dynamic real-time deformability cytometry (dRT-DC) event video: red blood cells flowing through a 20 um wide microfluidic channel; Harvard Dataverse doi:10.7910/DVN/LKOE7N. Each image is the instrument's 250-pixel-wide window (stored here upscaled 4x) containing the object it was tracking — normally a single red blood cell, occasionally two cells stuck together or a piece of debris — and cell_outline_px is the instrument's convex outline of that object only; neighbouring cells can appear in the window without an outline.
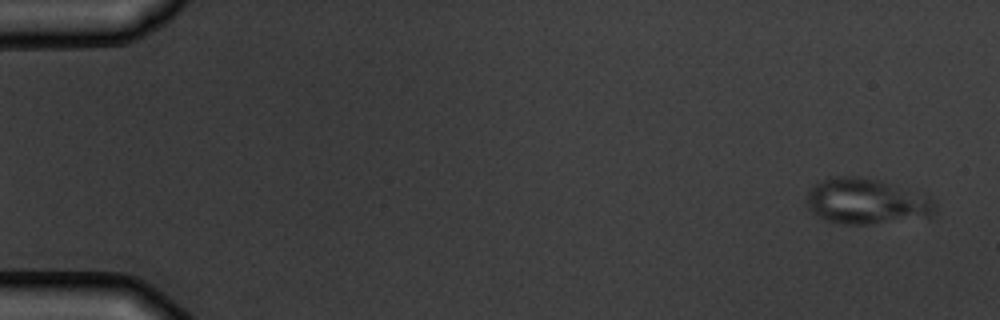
{"species": "common noctule bat (a hibernating species)", "species_latin": "Nyctalus noctula", "temperature_condition": "warm", "stored_images_in_passage": 5, "camera_frame_rate_fps": 3000, "um_per_image_px": 0.085, "animal": {"sex": "male", "body_mass_g": 19.5, "forearm_length_mm": 54.6}, "frame": {"image": 1, "passage_image": 5, "time_ms": 5.0, "image_size_px": [1000, 320], "cell_outline_px": [[936, 212], [932, 216], [868, 224], [840, 224], [824, 220], [816, 216], [808, 208], [808, 192], [816, 184], [828, 176], [860, 176], [880, 180], [932, 200], [936, 204]], "centroid_in_image_um": [73.57, 17.12], "position_along_channel_um": 11.4, "area_um2": 33.64}}